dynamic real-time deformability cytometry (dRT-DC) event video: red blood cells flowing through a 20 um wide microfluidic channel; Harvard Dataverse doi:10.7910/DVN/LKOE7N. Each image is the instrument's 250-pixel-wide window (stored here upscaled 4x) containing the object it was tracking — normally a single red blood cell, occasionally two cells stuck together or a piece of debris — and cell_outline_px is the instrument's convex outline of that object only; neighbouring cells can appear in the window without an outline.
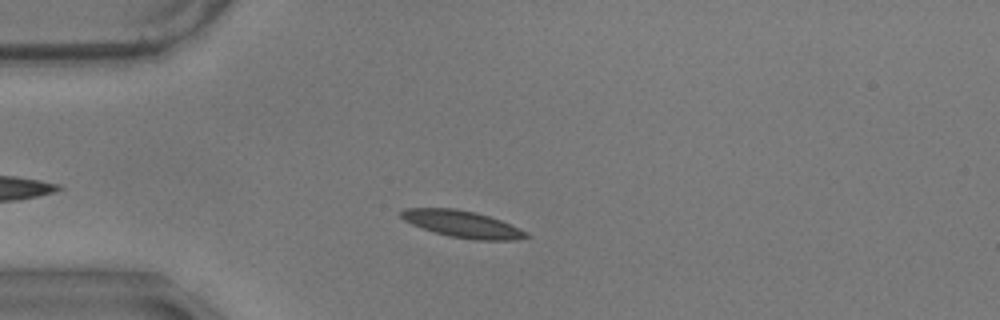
{"species": "common noctule bat (a hibernating species)", "species_latin": "Nyctalus noctula", "temperature_condition": "warm", "stored_images_in_passage": 41, "camera_frame_rate_fps": 3000, "um_per_image_px": 0.085, "animal": {"sex": "male", "body_mass_g": 17.9}, "frame": {"image": 1, "passage_image": 2, "time_ms": 0.333, "image_size_px": [1000, 320], "cell_outline_px": [[532, 236], [516, 240], [476, 240], [448, 236], [412, 224], [404, 220], [400, 216], [400, 212], [404, 208], [456, 208], [476, 212], [500, 220], [528, 232]], "centroid_in_image_um": [39.32, 19.04], "position_along_channel_um": 45.7, "area_um2": 19.48}}
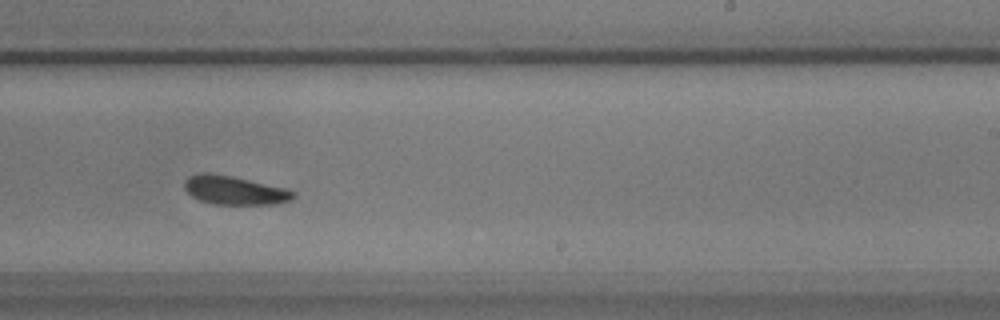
{"frame": {"image": 2, "passage_image": 23, "time_ms": 7.333, "image_size_px": [1000, 320], "cell_outline_px": [[296, 196], [292, 200], [276, 204], [212, 204], [200, 200], [192, 196], [184, 188], [184, 180], [188, 176], [196, 172], [208, 172], [232, 176], [284, 188], [296, 192]], "centroid_in_image_um": [19.9, 16.16], "position_along_channel_um": 269.1, "area_um2": 18.32}}
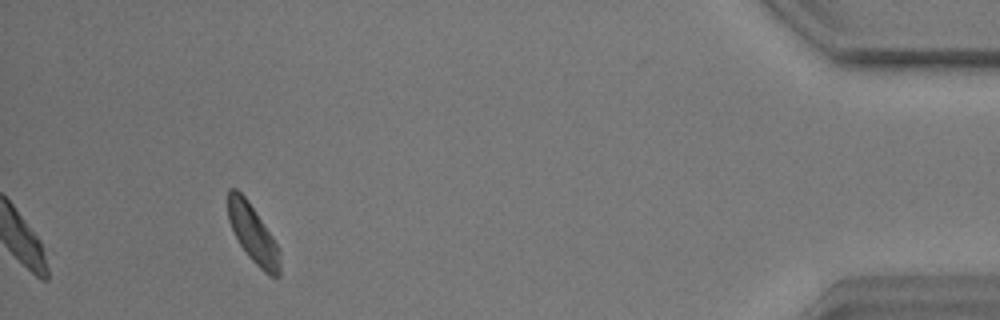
{"frame": {"image": 3, "passage_image": 41, "time_ms": 13.333, "image_size_px": [1000, 320], "cell_outline_px": [[280, 276], [268, 276], [248, 256], [240, 244], [228, 220], [228, 188], [236, 188], [248, 200], [272, 236], [280, 252]], "centroid_in_image_um": [21.5, 19.87], "position_along_channel_um": 413.7, "area_um2": 17.34}, "authors_computed_cell_mechanics": {"area_um2": 18.3226, "velocity_mm_per_s": 3.4538, "shape_relaxation_time_tau1_ms": 4.2239, "shape_relaxation_time_tau2_ms": 5.4827, "deformation_change_tau1": 0.1174, "deformation_change_tau2": 0.1273}}